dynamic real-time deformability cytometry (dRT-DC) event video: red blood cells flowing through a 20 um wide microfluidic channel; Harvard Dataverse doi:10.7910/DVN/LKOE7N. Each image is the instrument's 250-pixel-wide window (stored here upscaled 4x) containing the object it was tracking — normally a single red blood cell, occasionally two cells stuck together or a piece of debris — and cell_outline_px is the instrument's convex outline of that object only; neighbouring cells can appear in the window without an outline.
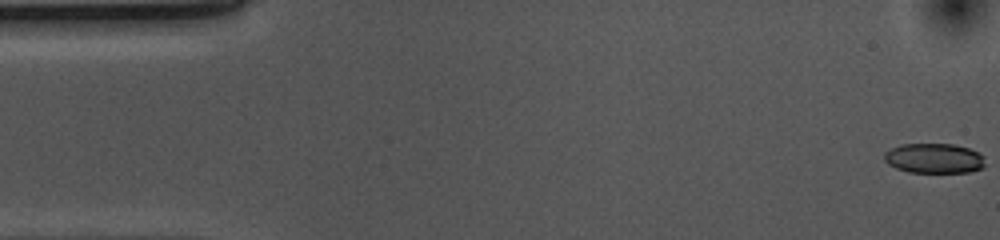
{"species": "common noctule bat (a hibernating species)", "species_latin": "Nyctalus noctula", "temperature_condition": "cold", "stored_images_in_passage": 13, "camera_frame_rate_fps": 3000, "um_per_image_px": 0.085, "animal": {"sex": "female", "body_mass_g": 10.0, "forearm_length_mm": 53.1}, "frame": {"image": 1, "passage_image": 1, "time_ms": 0.0, "image_size_px": [1000, 240], "cell_outline_px": [[984, 168], [968, 172], [908, 172], [896, 168], [888, 164], [884, 160], [884, 152], [900, 144], [952, 144], [968, 148], [984, 156]], "centroid_in_image_um": [79.38, 13.46], "position_along_channel_um": 5.6, "area_um2": 17.57}}